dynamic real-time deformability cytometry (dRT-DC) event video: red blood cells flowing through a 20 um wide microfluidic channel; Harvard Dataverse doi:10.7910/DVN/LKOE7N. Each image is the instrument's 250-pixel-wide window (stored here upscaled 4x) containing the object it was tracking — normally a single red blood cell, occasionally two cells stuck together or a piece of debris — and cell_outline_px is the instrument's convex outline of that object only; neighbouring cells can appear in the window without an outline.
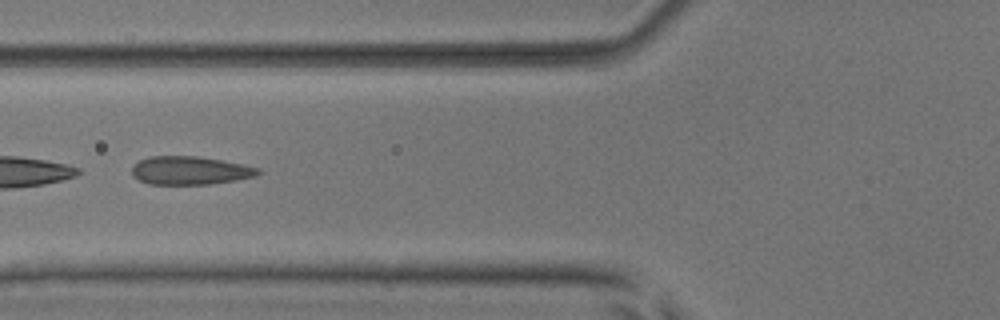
{"species": "common noctule bat (a hibernating species)", "species_latin": "Nyctalus noctula", "temperature_condition": "room temperature", "stored_images_in_passage": 29, "camera_frame_rate_fps": 3000, "um_per_image_px": 0.085, "animal": {"sex": "male", "body_mass_g": 17.9, "forearm_length_mm": 54.2}, "frame": {"image": 1, "passage_image": 21, "time_ms": 6.667, "image_size_px": [1000, 320], "cell_outline_px": [[260, 172], [256, 176], [236, 180], [208, 184], [148, 184], [132, 176], [132, 164], [148, 156], [196, 156], [220, 160], [260, 168]], "centroid_in_image_um": [16.11, 14.49], "position_along_channel_um": 109.7, "area_um2": 20.75}}